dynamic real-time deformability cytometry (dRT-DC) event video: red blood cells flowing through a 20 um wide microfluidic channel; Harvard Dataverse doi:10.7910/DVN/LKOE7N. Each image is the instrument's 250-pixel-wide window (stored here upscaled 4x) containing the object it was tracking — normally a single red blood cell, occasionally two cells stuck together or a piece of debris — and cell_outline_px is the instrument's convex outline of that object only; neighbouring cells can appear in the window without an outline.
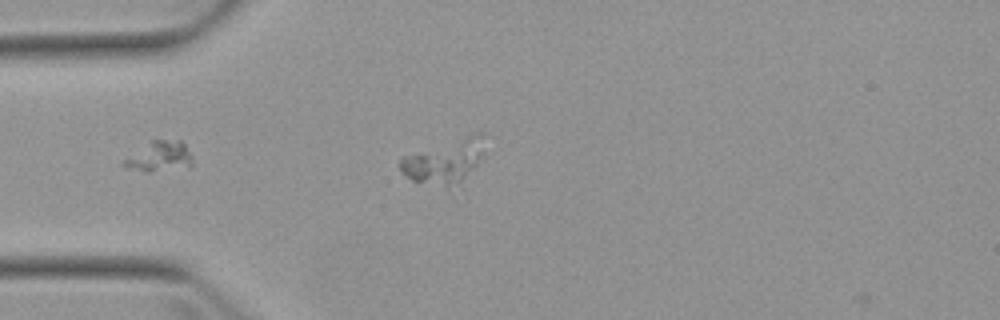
{"species": "Egyptian fruit bat (a non-hibernating species)", "species_latin": "Rousettus aegyptiacus", "temperature_condition": "warm", "stored_images_in_passage": 3, "camera_frame_rate_fps": 3000, "um_per_image_px": 0.085, "animal": {"sex": "female"}, "frame": {"image": 1, "passage_image": 1, "time_ms": 0.0, "image_size_px": [1000, 320], "cell_outline_px": [[192, 168], [148, 172], [144, 172], [128, 168], [120, 164], [124, 160], [152, 140], [180, 140], [184, 144], [192, 156]], "centroid_in_image_um": [13.61, 13.34], "position_along_channel_um": 71.4, "area_um2": 12.14}}
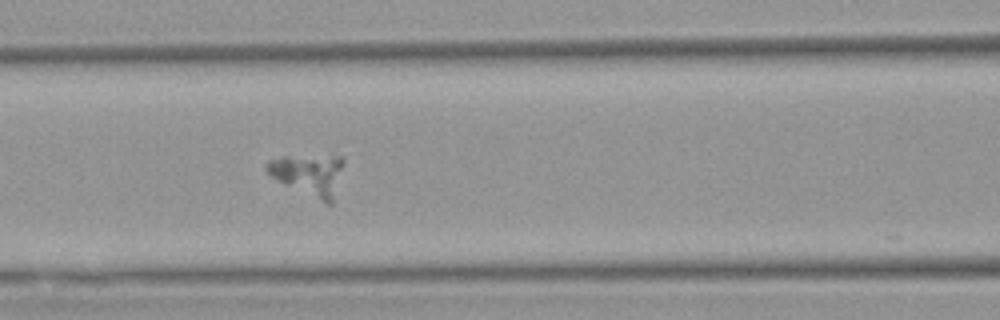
{"frame": {"image": 2, "passage_image": 3, "time_ms": 2.667, "image_size_px": [1000, 320], "cell_outline_px": [[344, 164], [332, 204], [328, 204], [284, 184], [272, 176], [264, 168], [264, 164], [268, 160], [284, 156], [340, 156], [344, 160]], "centroid_in_image_um": [26.24, 14.83], "position_along_channel_um": 140.4, "area_um2": 18.44}}